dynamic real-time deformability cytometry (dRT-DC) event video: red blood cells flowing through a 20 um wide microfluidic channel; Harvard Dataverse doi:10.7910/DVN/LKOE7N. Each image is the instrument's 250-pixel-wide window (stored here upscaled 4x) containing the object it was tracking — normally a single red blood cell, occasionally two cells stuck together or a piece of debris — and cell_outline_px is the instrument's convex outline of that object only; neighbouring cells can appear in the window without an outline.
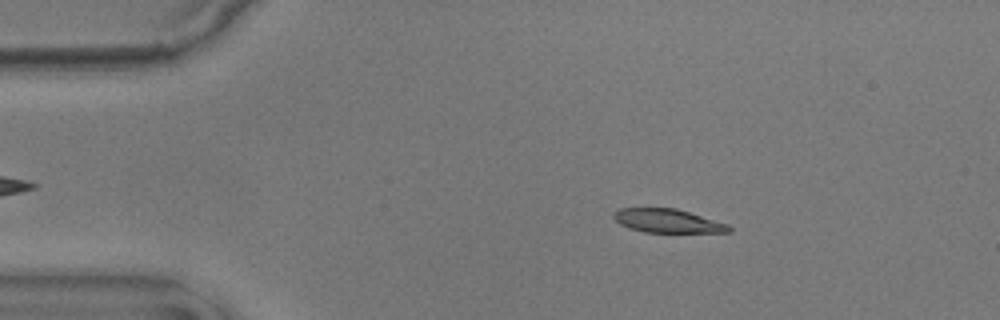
{"species": "common noctule bat (a hibernating species)", "species_latin": "Nyctalus noctula", "temperature_condition": "warm", "stored_images_in_passage": 47, "camera_frame_rate_fps": 3000, "um_per_image_px": 0.085, "animal": {"sex": "male", "body_mass_g": 17.9}, "frame": {"image": 1, "passage_image": 9, "time_ms": 2.667, "image_size_px": [1000, 320], "cell_outline_px": [[732, 232], [644, 232], [628, 228], [620, 224], [612, 216], [612, 212], [620, 208], [676, 208], [728, 224], [732, 228]], "centroid_in_image_um": [56.72, 18.77], "position_along_channel_um": 28.3, "area_um2": 15.9}}
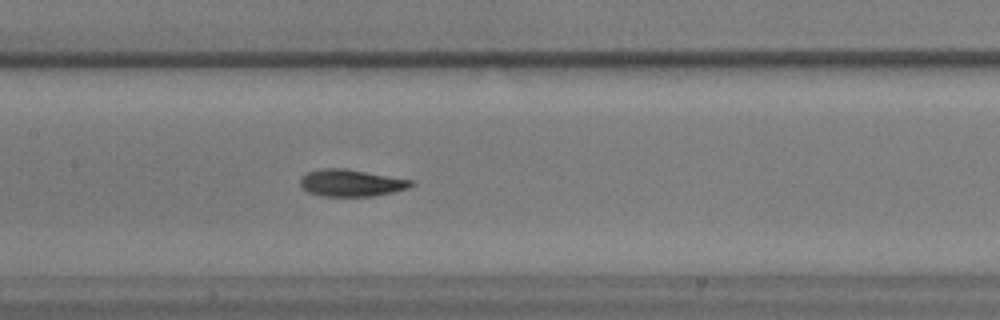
{"frame": {"image": 2, "passage_image": 26, "time_ms": 8.333, "image_size_px": [1000, 320], "cell_outline_px": [[416, 184], [408, 188], [392, 192], [372, 196], [320, 196], [308, 192], [300, 184], [300, 176], [308, 172], [324, 168], [348, 168], [416, 180]], "centroid_in_image_um": [29.9, 15.53], "position_along_channel_um": 177.5, "area_um2": 17.74}}
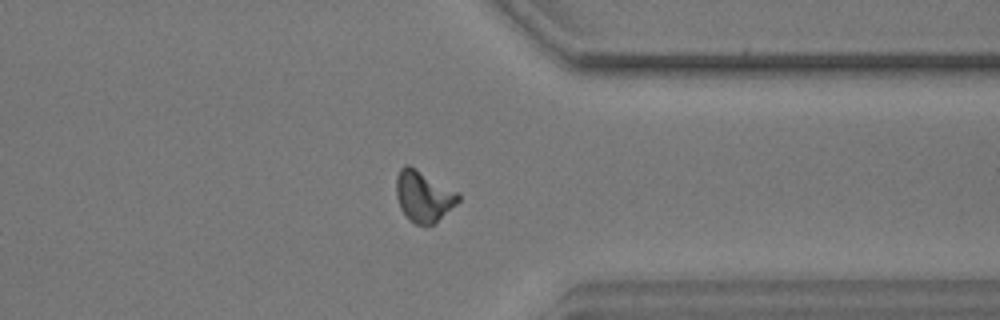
{"frame": {"image": 3, "passage_image": 43, "time_ms": 14.0, "image_size_px": [1000, 320], "cell_outline_px": [[460, 200], [436, 224], [416, 224], [408, 220], [400, 208], [396, 196], [396, 176], [400, 168], [404, 164], [408, 164], [416, 168], [456, 192], [460, 196]], "centroid_in_image_um": [35.96, 16.69], "position_along_channel_um": 375.4, "area_um2": 18.44}, "authors_computed_cell_mechanics": {"area_um2": 17.5134, "velocity_mm_per_s": 3.5807, "shape_relaxation_time_tau1_ms": 3.6713, "shape_relaxation_time_tau2_ms": 1.9153, "deformation_change_tau1": 0.1627, "deformation_change_tau2": 0.079}}